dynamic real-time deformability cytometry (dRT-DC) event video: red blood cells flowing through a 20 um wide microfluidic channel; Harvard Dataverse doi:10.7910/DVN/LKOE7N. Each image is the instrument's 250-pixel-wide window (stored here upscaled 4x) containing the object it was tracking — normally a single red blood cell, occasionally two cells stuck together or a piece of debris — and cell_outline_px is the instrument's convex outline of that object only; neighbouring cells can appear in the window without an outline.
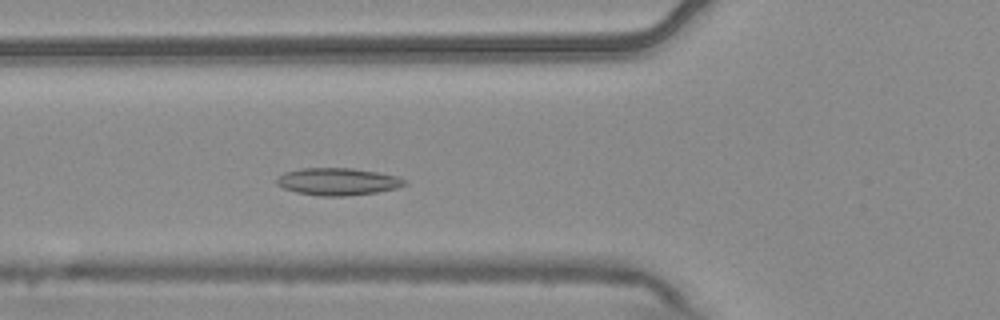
{"species": "common noctule bat (a hibernating species)", "species_latin": "Nyctalus noctula", "temperature_condition": "warm", "stored_images_in_passage": 6, "camera_frame_rate_fps": 3000, "um_per_image_px": 0.085, "animal": {"sex": "male", "body_mass_g": 20.4}, "frame": {"image": 1, "passage_image": 6, "time_ms": 1.667, "image_size_px": [1000, 320], "cell_outline_px": [[408, 184], [396, 188], [376, 192], [344, 196], [320, 196], [296, 192], [284, 188], [276, 184], [276, 176], [284, 172], [300, 168], [352, 168], [376, 172], [396, 176], [404, 180]], "centroid_in_image_um": [28.65, 15.43], "position_along_channel_um": 97.1, "area_um2": 20.29}}